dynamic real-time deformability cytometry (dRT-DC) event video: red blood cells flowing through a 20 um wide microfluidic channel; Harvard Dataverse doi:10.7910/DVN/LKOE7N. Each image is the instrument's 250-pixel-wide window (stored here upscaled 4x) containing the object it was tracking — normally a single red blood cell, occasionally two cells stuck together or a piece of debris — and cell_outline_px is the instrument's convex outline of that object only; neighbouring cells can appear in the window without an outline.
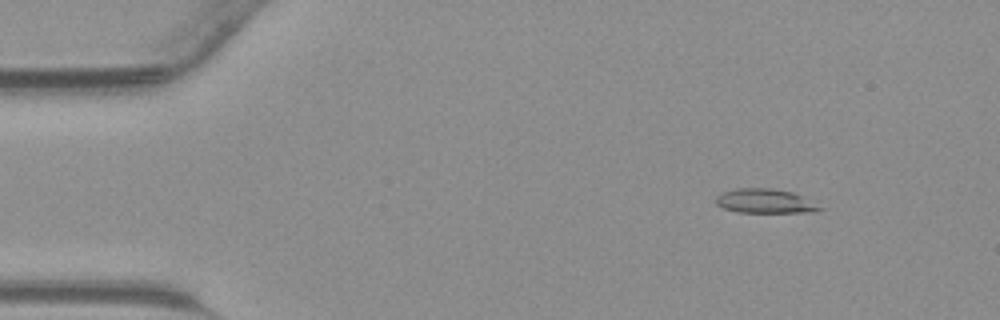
{"species": "common noctule bat (a hibernating species)", "species_latin": "Nyctalus noctula", "temperature_condition": "warm", "stored_images_in_passage": 42, "camera_frame_rate_fps": 3000, "um_per_image_px": 0.085, "animal": {"sex": "male", "body_mass_g": 23.1, "forearm_length_mm": 52.7}, "frame": {"image": 1, "passage_image": 4, "time_ms": 1.0, "image_size_px": [1000, 320], "cell_outline_px": [[824, 208], [812, 212], [736, 212], [724, 208], [716, 204], [716, 196], [720, 192], [736, 188], [772, 188], [792, 192]], "centroid_in_image_um": [64.96, 17.08], "position_along_channel_um": 20.0, "area_um2": 14.57}}
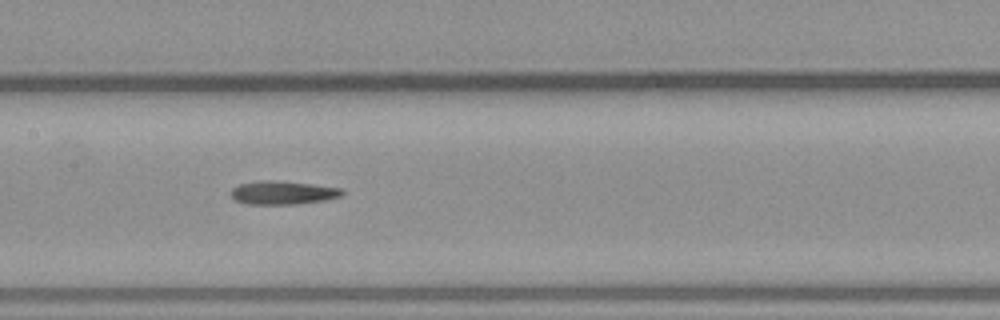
{"frame": {"image": 2, "passage_image": 20, "time_ms": 6.333, "image_size_px": [1000, 320], "cell_outline_px": [[344, 192], [340, 196], [324, 200], [296, 204], [248, 204], [236, 200], [232, 196], [232, 188], [240, 184], [260, 180], [272, 180], [312, 184], [340, 188]], "centroid_in_image_um": [24.03, 16.37], "position_along_channel_um": 183.4, "area_um2": 14.97}}
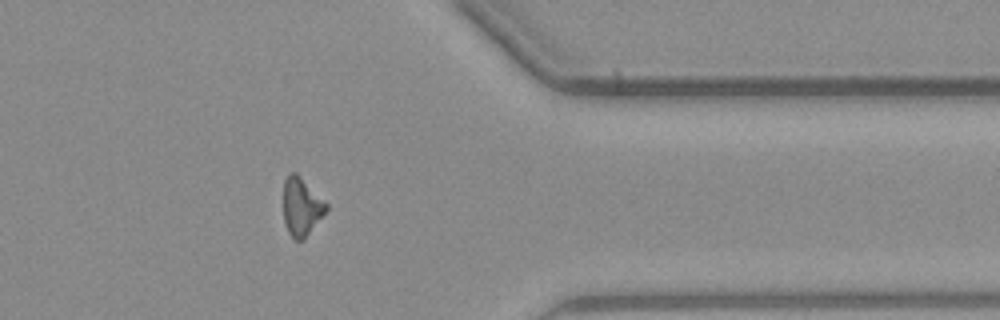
{"frame": {"image": 3, "passage_image": 34, "time_ms": 11.0, "image_size_px": [1000, 320], "cell_outline_px": [[328, 208], [304, 240], [296, 240], [288, 232], [284, 220], [284, 180], [288, 172], [296, 172], [328, 204]], "centroid_in_image_um": [25.62, 17.55], "position_along_channel_um": 385.8, "area_um2": 14.39}}